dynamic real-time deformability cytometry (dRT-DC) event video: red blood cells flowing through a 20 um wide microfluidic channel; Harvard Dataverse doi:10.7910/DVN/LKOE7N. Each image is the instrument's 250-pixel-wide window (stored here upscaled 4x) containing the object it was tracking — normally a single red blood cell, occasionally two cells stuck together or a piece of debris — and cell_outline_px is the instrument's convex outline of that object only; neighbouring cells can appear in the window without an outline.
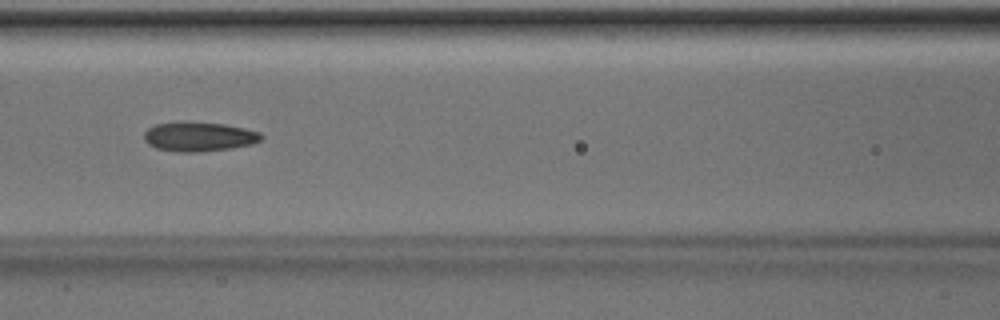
{"species": "Egyptian fruit bat (a non-hibernating species)", "species_latin": "Rousettus aegyptiacus", "temperature_condition": "room temperature", "stored_images_in_passage": 43, "camera_frame_rate_fps": 3000, "um_per_image_px": 0.085, "animal": {"sex": "male"}, "frame": {"image": 1, "passage_image": 15, "time_ms": 4.667, "image_size_px": [1000, 320], "cell_outline_px": [[264, 140], [252, 144], [232, 148], [196, 152], [176, 152], [156, 148], [148, 144], [144, 140], [144, 132], [148, 128], [156, 124], [180, 120], [184, 120], [224, 124], [244, 128], [260, 132], [264, 136]], "centroid_in_image_um": [16.91, 11.6], "position_along_channel_um": 149.7, "area_um2": 20.58}}
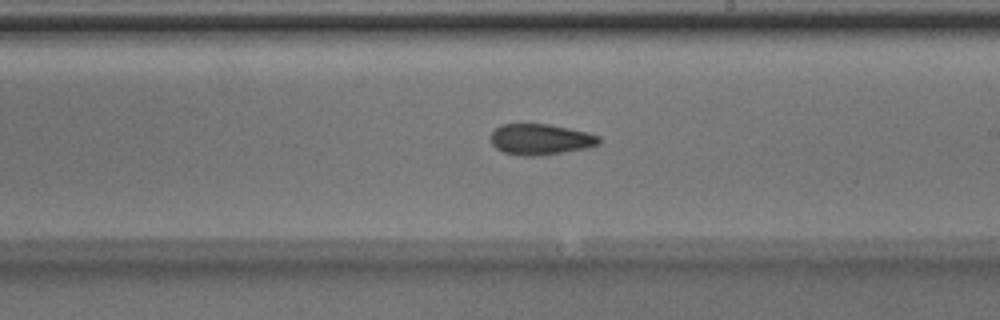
{"frame": {"image": 2, "passage_image": 22, "time_ms": 7.0, "image_size_px": [1000, 320], "cell_outline_px": [[600, 144], [588, 148], [540, 156], [520, 156], [504, 152], [496, 148], [492, 144], [492, 132], [500, 124], [548, 124], [588, 132], [600, 136]], "centroid_in_image_um": [45.97, 11.85], "position_along_channel_um": 243.0, "area_um2": 19.59}}
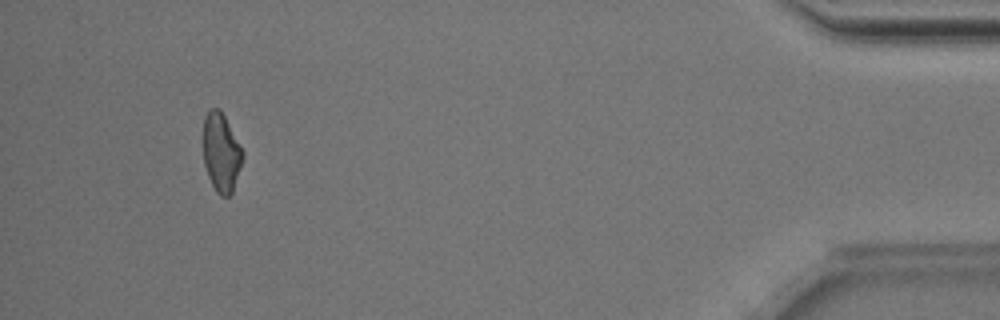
{"frame": {"image": 3, "passage_image": 40, "time_ms": 13.0, "image_size_px": [1000, 320], "cell_outline_px": [[244, 156], [232, 192], [228, 196], [220, 196], [216, 192], [208, 176], [204, 164], [200, 136], [204, 116], [212, 108], [220, 108], [240, 144], [244, 152]], "centroid_in_image_um": [18.75, 12.92], "position_along_channel_um": 416.4, "area_um2": 18.67}, "authors_computed_cell_mechanics": {"area_um2": 19.4208, "velocity_mm_per_s": 4.0134, "shape_relaxation_time_tau1_ms": 2.3423, "shape_relaxation_time_tau2_ms": 2.6367, "deformation_change_tau1": 0.1162, "deformation_change_tau2": 0.1058}}